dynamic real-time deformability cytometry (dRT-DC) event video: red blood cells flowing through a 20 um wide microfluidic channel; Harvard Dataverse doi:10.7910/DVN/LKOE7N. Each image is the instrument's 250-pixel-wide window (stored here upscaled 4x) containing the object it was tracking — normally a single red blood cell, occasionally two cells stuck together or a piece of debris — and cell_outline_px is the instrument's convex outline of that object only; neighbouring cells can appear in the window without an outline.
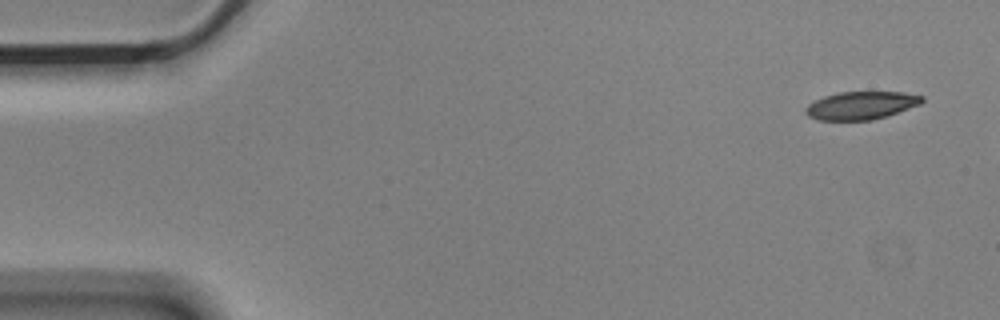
{"species": "Egyptian fruit bat (a non-hibernating species)", "species_latin": "Rousettus aegyptiacus", "temperature_condition": "cold", "stored_images_in_passage": 4, "camera_frame_rate_fps": 3000, "um_per_image_px": 0.085, "animal": {"sex": "male"}, "frame": {"image": 1, "passage_image": 1, "time_ms": 0.0, "image_size_px": [1000, 320], "cell_outline_px": [[924, 100], [920, 104], [888, 116], [872, 120], [820, 120], [808, 116], [804, 112], [804, 108], [808, 104], [824, 96], [840, 92], [904, 92], [924, 96]], "centroid_in_image_um": [73.2, 8.96], "position_along_channel_um": 11.8, "area_um2": 19.02}}
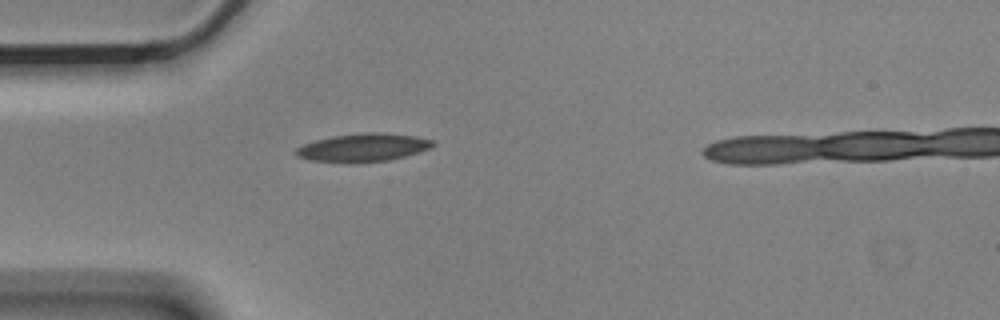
{"frame": {"image": 2, "passage_image": 4, "time_ms": 1.0, "image_size_px": [1000, 320], "cell_outline_px": [[436, 144], [428, 148], [404, 156], [388, 160], [308, 160], [296, 156], [292, 152], [296, 148], [304, 144], [316, 140], [332, 136], [364, 132], [384, 132], [416, 136], [432, 140]], "centroid_in_image_um": [30.85, 12.49], "position_along_channel_um": 54.1, "area_um2": 21.56}}